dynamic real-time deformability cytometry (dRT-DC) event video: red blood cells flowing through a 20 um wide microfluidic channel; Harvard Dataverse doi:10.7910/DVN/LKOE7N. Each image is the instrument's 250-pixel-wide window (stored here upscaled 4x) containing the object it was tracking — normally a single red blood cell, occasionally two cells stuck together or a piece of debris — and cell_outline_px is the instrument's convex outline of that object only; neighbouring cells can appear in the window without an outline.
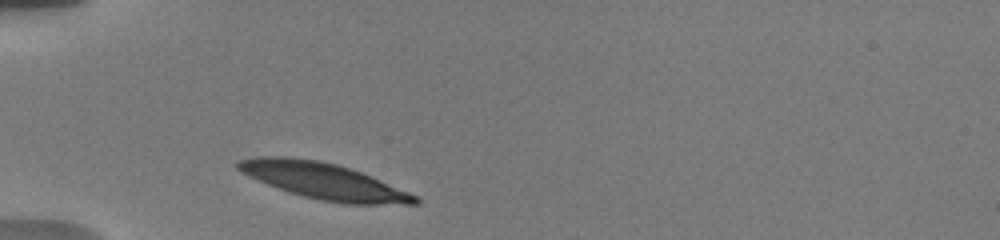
{"species": "human", "species_latin": "Homo sapiens", "temperature_condition": "warm", "stored_images_in_passage": 33, "camera_frame_rate_fps": 3000, "um_per_image_px": 0.085, "donor": {"sex": "male"}, "frame": {"image": 1, "passage_image": 1, "time_ms": 0.0, "image_size_px": [1000, 240], "cell_outline_px": [[420, 204], [344, 204], [320, 200], [304, 196], [268, 184], [248, 176], [240, 172], [236, 168], [236, 160], [252, 156], [288, 156], [320, 160], [336, 164], [360, 172], [408, 192], [416, 196], [420, 200]], "centroid_in_image_um": [27.44, 15.37], "position_along_channel_um": 57.6, "area_um2": 37.05}}
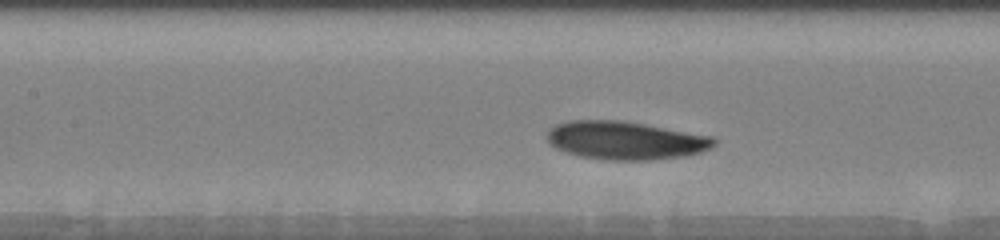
{"frame": {"image": 2, "passage_image": 10, "time_ms": 3.0, "image_size_px": [1000, 240], "cell_outline_px": [[716, 144], [700, 152], [688, 156], [648, 160], [608, 160], [580, 156], [556, 148], [548, 140], [548, 132], [556, 124], [568, 120], [620, 120], [644, 124], [712, 136], [716, 140]], "centroid_in_image_um": [53.18, 11.93], "position_along_channel_um": 154.2, "area_um2": 36.93}}
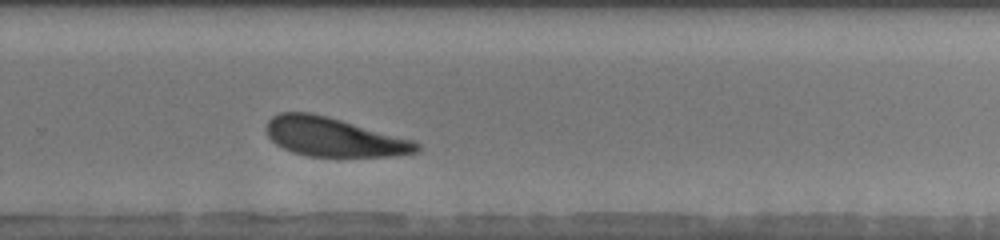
{"frame": {"image": 3, "passage_image": 22, "time_ms": 7.0, "image_size_px": [1000, 240], "cell_outline_px": [[420, 152], [392, 156], [308, 156], [292, 152], [276, 144], [268, 136], [264, 128], [268, 120], [272, 116], [280, 112], [308, 112], [328, 116], [412, 140], [420, 144]], "centroid_in_image_um": [28.34, 11.64], "position_along_channel_um": 301.5, "area_um2": 34.04}, "authors_computed_cell_mechanics": {"area_um2": 36.2984, "velocity_mm_per_s": 3.6897, "shape_relaxation_time_tau1_ms": 2.228, "shape_relaxation_time_tau2_ms": null, "deformation_change_tau1": 0.1455, "deformation_change_tau2": null}}